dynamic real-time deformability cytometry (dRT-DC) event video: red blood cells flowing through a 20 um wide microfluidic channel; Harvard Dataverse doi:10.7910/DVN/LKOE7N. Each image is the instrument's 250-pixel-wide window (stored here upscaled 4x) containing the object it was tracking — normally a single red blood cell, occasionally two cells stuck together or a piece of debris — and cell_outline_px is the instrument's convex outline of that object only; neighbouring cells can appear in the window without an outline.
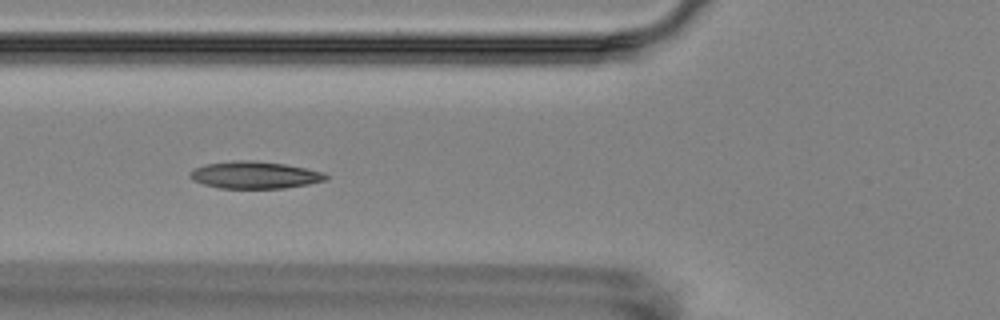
{"species": "Egyptian fruit bat (a non-hibernating species)", "species_latin": "Rousettus aegyptiacus", "temperature_condition": "room temperature", "stored_images_in_passage": 7, "camera_frame_rate_fps": 3000, "um_per_image_px": 0.085, "animal": {"sex": "female"}, "frame": {"image": 1, "passage_image": 2, "time_ms": 1.0, "image_size_px": [1000, 320], "cell_outline_px": [[328, 180], [308, 184], [284, 188], [220, 188], [204, 184], [192, 180], [188, 176], [188, 172], [192, 168], [204, 164], [232, 160], [256, 160], [284, 164], [324, 172], [328, 176]], "centroid_in_image_um": [21.6, 14.86], "position_along_channel_um": 104.2, "area_um2": 21.73}}
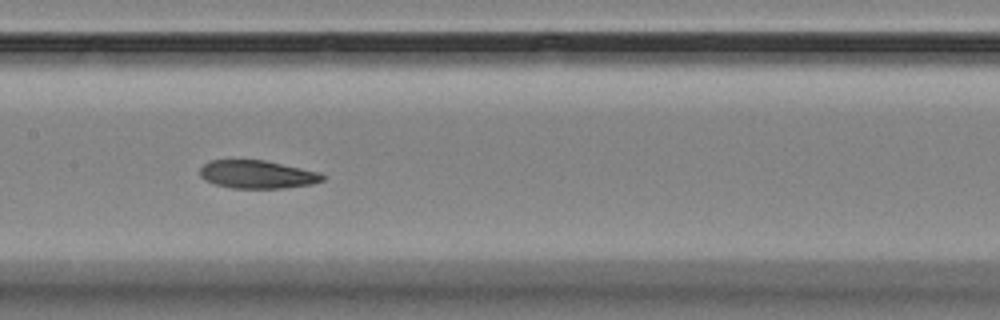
{"frame": {"image": 2, "passage_image": 4, "time_ms": 3.333, "image_size_px": [1000, 320], "cell_outline_px": [[324, 180], [312, 184], [284, 188], [232, 188], [216, 184], [204, 180], [200, 176], [200, 168], [204, 164], [212, 160], [264, 160], [320, 172], [324, 176]], "centroid_in_image_um": [21.87, 14.83], "position_along_channel_um": 185.5, "area_um2": 20.0}}
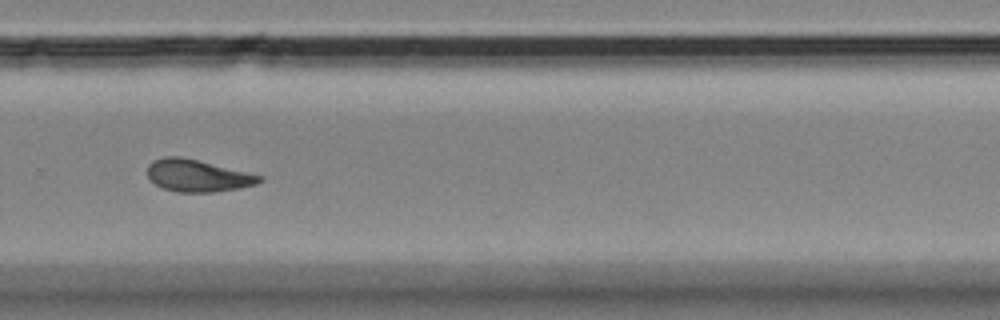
{"frame": {"image": 3, "passage_image": 7, "time_ms": 7.0, "image_size_px": [1000, 320], "cell_outline_px": [[264, 180], [256, 184], [240, 188], [216, 192], [176, 192], [164, 188], [148, 180], [148, 164], [152, 160], [164, 156], [180, 156], [260, 176]], "centroid_in_image_um": [16.72, 14.94], "position_along_channel_um": 313.1, "area_um2": 20.69}}